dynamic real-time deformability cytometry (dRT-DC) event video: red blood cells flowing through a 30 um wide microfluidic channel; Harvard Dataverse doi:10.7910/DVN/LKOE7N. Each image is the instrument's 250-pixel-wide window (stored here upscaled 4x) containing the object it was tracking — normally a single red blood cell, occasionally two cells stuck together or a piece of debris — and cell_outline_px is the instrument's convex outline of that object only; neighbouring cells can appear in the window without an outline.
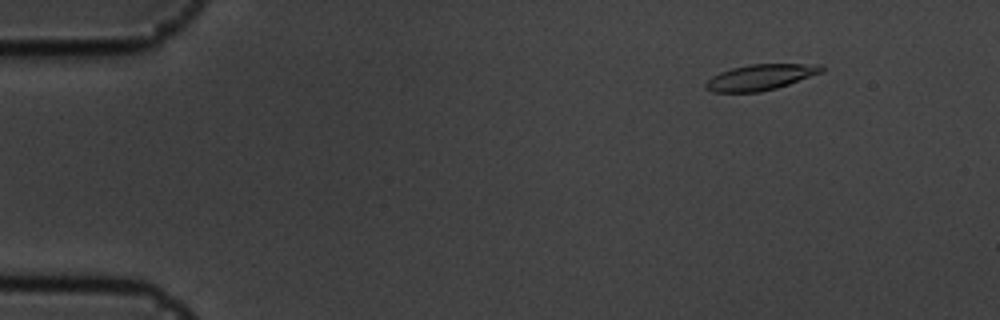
{"species": "common noctule bat (a hibernating species)", "species_latin": "Nyctalus noctula", "temperature_condition": "cold", "stored_images_in_passage": 52, "camera_frame_rate_fps": 3000, "um_per_image_px": 0.085, "animal": {"sex": "male", "body_mass_g": 19.5, "forearm_length_mm": 54.6}, "frame": {"image": 1, "passage_image": 2, "time_ms": 0.333, "image_size_px": [1000, 320], "cell_outline_px": [[828, 68], [824, 72], [776, 88], [760, 92], [712, 92], [704, 88], [704, 84], [712, 76], [720, 72], [732, 68], [748, 64], [820, 64]], "centroid_in_image_um": [64.66, 6.56], "position_along_channel_um": 20.3, "area_um2": 17.57}}
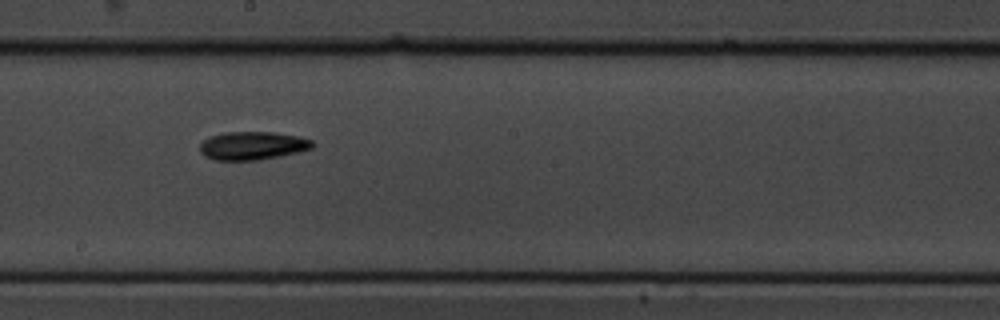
{"frame": {"image": 2, "passage_image": 27, "time_ms": 8.667, "image_size_px": [1000, 320], "cell_outline_px": [[316, 144], [312, 148], [296, 152], [260, 160], [216, 160], [204, 156], [200, 152], [200, 144], [204, 140], [212, 136], [224, 132], [272, 132], [300, 136], [312, 140]], "centroid_in_image_um": [21.48, 12.38], "position_along_channel_um": 226.7, "area_um2": 18.5}}
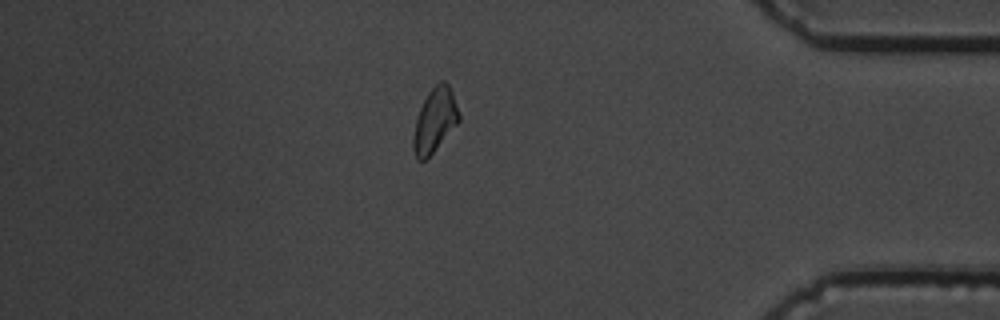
{"frame": {"image": 3, "passage_image": 44, "time_ms": 14.333, "image_size_px": [1000, 320], "cell_outline_px": [[460, 120], [432, 152], [424, 160], [416, 160], [412, 148], [412, 140], [416, 120], [420, 108], [428, 92], [440, 80], [444, 80], [448, 84], [452, 92], [460, 116]], "centroid_in_image_um": [36.94, 10.21], "position_along_channel_um": 398.3, "area_um2": 16.7}}